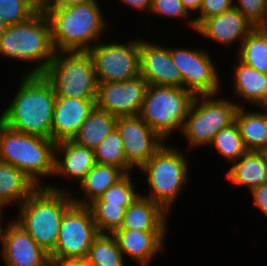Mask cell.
<instances>
[{
  "mask_svg": "<svg viewBox=\"0 0 267 266\" xmlns=\"http://www.w3.org/2000/svg\"><path fill=\"white\" fill-rule=\"evenodd\" d=\"M170 50L172 62L182 78V87L196 95H217L220 78L212 58L201 49L178 48Z\"/></svg>",
  "mask_w": 267,
  "mask_h": 266,
  "instance_id": "obj_12",
  "label": "cell"
},
{
  "mask_svg": "<svg viewBox=\"0 0 267 266\" xmlns=\"http://www.w3.org/2000/svg\"><path fill=\"white\" fill-rule=\"evenodd\" d=\"M140 75L148 85L182 87V78L170 50L140 40Z\"/></svg>",
  "mask_w": 267,
  "mask_h": 266,
  "instance_id": "obj_16",
  "label": "cell"
},
{
  "mask_svg": "<svg viewBox=\"0 0 267 266\" xmlns=\"http://www.w3.org/2000/svg\"><path fill=\"white\" fill-rule=\"evenodd\" d=\"M125 175L126 174L120 168L96 163L79 183L80 188L85 193L84 195L88 198L78 199L72 196V200L75 204L88 206Z\"/></svg>",
  "mask_w": 267,
  "mask_h": 266,
  "instance_id": "obj_25",
  "label": "cell"
},
{
  "mask_svg": "<svg viewBox=\"0 0 267 266\" xmlns=\"http://www.w3.org/2000/svg\"><path fill=\"white\" fill-rule=\"evenodd\" d=\"M151 12L173 18H186L189 14L181 0H152Z\"/></svg>",
  "mask_w": 267,
  "mask_h": 266,
  "instance_id": "obj_37",
  "label": "cell"
},
{
  "mask_svg": "<svg viewBox=\"0 0 267 266\" xmlns=\"http://www.w3.org/2000/svg\"><path fill=\"white\" fill-rule=\"evenodd\" d=\"M30 4H32L38 11H44L48 5L50 0H27Z\"/></svg>",
  "mask_w": 267,
  "mask_h": 266,
  "instance_id": "obj_43",
  "label": "cell"
},
{
  "mask_svg": "<svg viewBox=\"0 0 267 266\" xmlns=\"http://www.w3.org/2000/svg\"><path fill=\"white\" fill-rule=\"evenodd\" d=\"M1 19L9 26L29 20L38 10L27 0H0Z\"/></svg>",
  "mask_w": 267,
  "mask_h": 266,
  "instance_id": "obj_34",
  "label": "cell"
},
{
  "mask_svg": "<svg viewBox=\"0 0 267 266\" xmlns=\"http://www.w3.org/2000/svg\"><path fill=\"white\" fill-rule=\"evenodd\" d=\"M147 87L141 75L124 81L98 83L96 106L116 117L138 115Z\"/></svg>",
  "mask_w": 267,
  "mask_h": 266,
  "instance_id": "obj_13",
  "label": "cell"
},
{
  "mask_svg": "<svg viewBox=\"0 0 267 266\" xmlns=\"http://www.w3.org/2000/svg\"><path fill=\"white\" fill-rule=\"evenodd\" d=\"M265 112L244 111L239 106L235 115L244 147L247 151H264L267 149V107Z\"/></svg>",
  "mask_w": 267,
  "mask_h": 266,
  "instance_id": "obj_26",
  "label": "cell"
},
{
  "mask_svg": "<svg viewBox=\"0 0 267 266\" xmlns=\"http://www.w3.org/2000/svg\"><path fill=\"white\" fill-rule=\"evenodd\" d=\"M239 5L233 7L239 10L254 27H267V0H238Z\"/></svg>",
  "mask_w": 267,
  "mask_h": 266,
  "instance_id": "obj_35",
  "label": "cell"
},
{
  "mask_svg": "<svg viewBox=\"0 0 267 266\" xmlns=\"http://www.w3.org/2000/svg\"><path fill=\"white\" fill-rule=\"evenodd\" d=\"M94 157L96 163L120 168L125 174H129L133 168L127 162L122 139L116 128L94 149Z\"/></svg>",
  "mask_w": 267,
  "mask_h": 266,
  "instance_id": "obj_30",
  "label": "cell"
},
{
  "mask_svg": "<svg viewBox=\"0 0 267 266\" xmlns=\"http://www.w3.org/2000/svg\"><path fill=\"white\" fill-rule=\"evenodd\" d=\"M167 213L159 204L139 195L125 210L120 229L166 231Z\"/></svg>",
  "mask_w": 267,
  "mask_h": 266,
  "instance_id": "obj_21",
  "label": "cell"
},
{
  "mask_svg": "<svg viewBox=\"0 0 267 266\" xmlns=\"http://www.w3.org/2000/svg\"><path fill=\"white\" fill-rule=\"evenodd\" d=\"M238 54L241 62L267 74V27H255L240 42Z\"/></svg>",
  "mask_w": 267,
  "mask_h": 266,
  "instance_id": "obj_28",
  "label": "cell"
},
{
  "mask_svg": "<svg viewBox=\"0 0 267 266\" xmlns=\"http://www.w3.org/2000/svg\"><path fill=\"white\" fill-rule=\"evenodd\" d=\"M123 253L112 234H99L87 255L90 266H124Z\"/></svg>",
  "mask_w": 267,
  "mask_h": 266,
  "instance_id": "obj_29",
  "label": "cell"
},
{
  "mask_svg": "<svg viewBox=\"0 0 267 266\" xmlns=\"http://www.w3.org/2000/svg\"><path fill=\"white\" fill-rule=\"evenodd\" d=\"M234 2V0H203L199 16L191 19L192 21H188V25L196 31L206 19L218 16L231 9Z\"/></svg>",
  "mask_w": 267,
  "mask_h": 266,
  "instance_id": "obj_36",
  "label": "cell"
},
{
  "mask_svg": "<svg viewBox=\"0 0 267 266\" xmlns=\"http://www.w3.org/2000/svg\"><path fill=\"white\" fill-rule=\"evenodd\" d=\"M251 194L254 199V205L267 216V184L252 188Z\"/></svg>",
  "mask_w": 267,
  "mask_h": 266,
  "instance_id": "obj_38",
  "label": "cell"
},
{
  "mask_svg": "<svg viewBox=\"0 0 267 266\" xmlns=\"http://www.w3.org/2000/svg\"><path fill=\"white\" fill-rule=\"evenodd\" d=\"M95 107L96 99L56 96L51 139L55 143L72 140Z\"/></svg>",
  "mask_w": 267,
  "mask_h": 266,
  "instance_id": "obj_17",
  "label": "cell"
},
{
  "mask_svg": "<svg viewBox=\"0 0 267 266\" xmlns=\"http://www.w3.org/2000/svg\"><path fill=\"white\" fill-rule=\"evenodd\" d=\"M263 152L265 153L266 158H267V149H265Z\"/></svg>",
  "mask_w": 267,
  "mask_h": 266,
  "instance_id": "obj_47",
  "label": "cell"
},
{
  "mask_svg": "<svg viewBox=\"0 0 267 266\" xmlns=\"http://www.w3.org/2000/svg\"><path fill=\"white\" fill-rule=\"evenodd\" d=\"M55 54L51 25L44 11L23 23L7 26L0 38V55L38 63L27 74H44Z\"/></svg>",
  "mask_w": 267,
  "mask_h": 266,
  "instance_id": "obj_4",
  "label": "cell"
},
{
  "mask_svg": "<svg viewBox=\"0 0 267 266\" xmlns=\"http://www.w3.org/2000/svg\"><path fill=\"white\" fill-rule=\"evenodd\" d=\"M116 129L122 139L127 162L132 167L144 165L165 142L138 115L118 117Z\"/></svg>",
  "mask_w": 267,
  "mask_h": 266,
  "instance_id": "obj_14",
  "label": "cell"
},
{
  "mask_svg": "<svg viewBox=\"0 0 267 266\" xmlns=\"http://www.w3.org/2000/svg\"><path fill=\"white\" fill-rule=\"evenodd\" d=\"M253 24L237 9H231L218 16L206 19L196 31L208 39L224 45L244 40L254 29Z\"/></svg>",
  "mask_w": 267,
  "mask_h": 266,
  "instance_id": "obj_18",
  "label": "cell"
},
{
  "mask_svg": "<svg viewBox=\"0 0 267 266\" xmlns=\"http://www.w3.org/2000/svg\"><path fill=\"white\" fill-rule=\"evenodd\" d=\"M97 0L66 8H46L52 42L58 51H89L107 26Z\"/></svg>",
  "mask_w": 267,
  "mask_h": 266,
  "instance_id": "obj_3",
  "label": "cell"
},
{
  "mask_svg": "<svg viewBox=\"0 0 267 266\" xmlns=\"http://www.w3.org/2000/svg\"><path fill=\"white\" fill-rule=\"evenodd\" d=\"M124 4L128 5L135 10L144 11L151 9L152 0H121Z\"/></svg>",
  "mask_w": 267,
  "mask_h": 266,
  "instance_id": "obj_40",
  "label": "cell"
},
{
  "mask_svg": "<svg viewBox=\"0 0 267 266\" xmlns=\"http://www.w3.org/2000/svg\"><path fill=\"white\" fill-rule=\"evenodd\" d=\"M2 10V7H0V11ZM7 24L1 19L0 17V38L2 37V35L4 34L6 28H7Z\"/></svg>",
  "mask_w": 267,
  "mask_h": 266,
  "instance_id": "obj_44",
  "label": "cell"
},
{
  "mask_svg": "<svg viewBox=\"0 0 267 266\" xmlns=\"http://www.w3.org/2000/svg\"><path fill=\"white\" fill-rule=\"evenodd\" d=\"M188 12L199 11L203 0H181Z\"/></svg>",
  "mask_w": 267,
  "mask_h": 266,
  "instance_id": "obj_42",
  "label": "cell"
},
{
  "mask_svg": "<svg viewBox=\"0 0 267 266\" xmlns=\"http://www.w3.org/2000/svg\"><path fill=\"white\" fill-rule=\"evenodd\" d=\"M133 185L135 184H133L130 174H126L92 203H107V205L128 207L140 195Z\"/></svg>",
  "mask_w": 267,
  "mask_h": 266,
  "instance_id": "obj_33",
  "label": "cell"
},
{
  "mask_svg": "<svg viewBox=\"0 0 267 266\" xmlns=\"http://www.w3.org/2000/svg\"><path fill=\"white\" fill-rule=\"evenodd\" d=\"M73 204L71 193L46 184L18 206L19 217L15 221L50 255L55 249L64 213Z\"/></svg>",
  "mask_w": 267,
  "mask_h": 266,
  "instance_id": "obj_2",
  "label": "cell"
},
{
  "mask_svg": "<svg viewBox=\"0 0 267 266\" xmlns=\"http://www.w3.org/2000/svg\"><path fill=\"white\" fill-rule=\"evenodd\" d=\"M234 76L233 89L237 96L259 107H267V74L238 59V64L234 67Z\"/></svg>",
  "mask_w": 267,
  "mask_h": 266,
  "instance_id": "obj_23",
  "label": "cell"
},
{
  "mask_svg": "<svg viewBox=\"0 0 267 266\" xmlns=\"http://www.w3.org/2000/svg\"><path fill=\"white\" fill-rule=\"evenodd\" d=\"M99 235L88 206L73 204L61 220L59 237L50 258H86Z\"/></svg>",
  "mask_w": 267,
  "mask_h": 266,
  "instance_id": "obj_11",
  "label": "cell"
},
{
  "mask_svg": "<svg viewBox=\"0 0 267 266\" xmlns=\"http://www.w3.org/2000/svg\"><path fill=\"white\" fill-rule=\"evenodd\" d=\"M237 161L225 175L232 184L246 185L250 190L267 184V158L263 151H247Z\"/></svg>",
  "mask_w": 267,
  "mask_h": 266,
  "instance_id": "obj_22",
  "label": "cell"
},
{
  "mask_svg": "<svg viewBox=\"0 0 267 266\" xmlns=\"http://www.w3.org/2000/svg\"><path fill=\"white\" fill-rule=\"evenodd\" d=\"M185 155L174 147L163 144L139 169L147 176L149 186L146 198L159 204L167 213L179 196L188 179V165Z\"/></svg>",
  "mask_w": 267,
  "mask_h": 266,
  "instance_id": "obj_8",
  "label": "cell"
},
{
  "mask_svg": "<svg viewBox=\"0 0 267 266\" xmlns=\"http://www.w3.org/2000/svg\"><path fill=\"white\" fill-rule=\"evenodd\" d=\"M215 95H196L181 133L190 147L210 145L214 136L235 122L240 105Z\"/></svg>",
  "mask_w": 267,
  "mask_h": 266,
  "instance_id": "obj_9",
  "label": "cell"
},
{
  "mask_svg": "<svg viewBox=\"0 0 267 266\" xmlns=\"http://www.w3.org/2000/svg\"><path fill=\"white\" fill-rule=\"evenodd\" d=\"M99 234H113L120 229L125 210L128 207L107 205V203H90L88 205Z\"/></svg>",
  "mask_w": 267,
  "mask_h": 266,
  "instance_id": "obj_32",
  "label": "cell"
},
{
  "mask_svg": "<svg viewBox=\"0 0 267 266\" xmlns=\"http://www.w3.org/2000/svg\"><path fill=\"white\" fill-rule=\"evenodd\" d=\"M117 118L96 106L72 140L81 146L94 150L116 128Z\"/></svg>",
  "mask_w": 267,
  "mask_h": 266,
  "instance_id": "obj_27",
  "label": "cell"
},
{
  "mask_svg": "<svg viewBox=\"0 0 267 266\" xmlns=\"http://www.w3.org/2000/svg\"><path fill=\"white\" fill-rule=\"evenodd\" d=\"M3 207H4V206L0 203V213H4V212H3Z\"/></svg>",
  "mask_w": 267,
  "mask_h": 266,
  "instance_id": "obj_46",
  "label": "cell"
},
{
  "mask_svg": "<svg viewBox=\"0 0 267 266\" xmlns=\"http://www.w3.org/2000/svg\"><path fill=\"white\" fill-rule=\"evenodd\" d=\"M195 95L183 87L148 85L138 116L161 138L182 131Z\"/></svg>",
  "mask_w": 267,
  "mask_h": 266,
  "instance_id": "obj_6",
  "label": "cell"
},
{
  "mask_svg": "<svg viewBox=\"0 0 267 266\" xmlns=\"http://www.w3.org/2000/svg\"><path fill=\"white\" fill-rule=\"evenodd\" d=\"M94 62L97 83L133 79L140 75V40L93 45L88 51Z\"/></svg>",
  "mask_w": 267,
  "mask_h": 266,
  "instance_id": "obj_10",
  "label": "cell"
},
{
  "mask_svg": "<svg viewBox=\"0 0 267 266\" xmlns=\"http://www.w3.org/2000/svg\"><path fill=\"white\" fill-rule=\"evenodd\" d=\"M55 145L52 139L16 131L0 121V162L18 168L38 187H44L41 177L54 175Z\"/></svg>",
  "mask_w": 267,
  "mask_h": 266,
  "instance_id": "obj_5",
  "label": "cell"
},
{
  "mask_svg": "<svg viewBox=\"0 0 267 266\" xmlns=\"http://www.w3.org/2000/svg\"><path fill=\"white\" fill-rule=\"evenodd\" d=\"M0 242L6 266H51L49 254L16 221L1 229Z\"/></svg>",
  "mask_w": 267,
  "mask_h": 266,
  "instance_id": "obj_15",
  "label": "cell"
},
{
  "mask_svg": "<svg viewBox=\"0 0 267 266\" xmlns=\"http://www.w3.org/2000/svg\"><path fill=\"white\" fill-rule=\"evenodd\" d=\"M224 159L237 161L246 152L239 126L236 122L221 129L213 138L211 144Z\"/></svg>",
  "mask_w": 267,
  "mask_h": 266,
  "instance_id": "obj_31",
  "label": "cell"
},
{
  "mask_svg": "<svg viewBox=\"0 0 267 266\" xmlns=\"http://www.w3.org/2000/svg\"><path fill=\"white\" fill-rule=\"evenodd\" d=\"M51 266H90L87 258H50Z\"/></svg>",
  "mask_w": 267,
  "mask_h": 266,
  "instance_id": "obj_39",
  "label": "cell"
},
{
  "mask_svg": "<svg viewBox=\"0 0 267 266\" xmlns=\"http://www.w3.org/2000/svg\"><path fill=\"white\" fill-rule=\"evenodd\" d=\"M3 213H0V234H1V229H2V220H3Z\"/></svg>",
  "mask_w": 267,
  "mask_h": 266,
  "instance_id": "obj_45",
  "label": "cell"
},
{
  "mask_svg": "<svg viewBox=\"0 0 267 266\" xmlns=\"http://www.w3.org/2000/svg\"><path fill=\"white\" fill-rule=\"evenodd\" d=\"M95 164L94 150L81 146L73 140L56 143L54 176L56 174L66 176L65 178L71 177L80 183Z\"/></svg>",
  "mask_w": 267,
  "mask_h": 266,
  "instance_id": "obj_20",
  "label": "cell"
},
{
  "mask_svg": "<svg viewBox=\"0 0 267 266\" xmlns=\"http://www.w3.org/2000/svg\"><path fill=\"white\" fill-rule=\"evenodd\" d=\"M15 97L0 116L8 127L51 139L56 100L51 82L43 74H24Z\"/></svg>",
  "mask_w": 267,
  "mask_h": 266,
  "instance_id": "obj_1",
  "label": "cell"
},
{
  "mask_svg": "<svg viewBox=\"0 0 267 266\" xmlns=\"http://www.w3.org/2000/svg\"><path fill=\"white\" fill-rule=\"evenodd\" d=\"M37 188L38 186L18 168L0 162V203L4 207L14 201L20 206Z\"/></svg>",
  "mask_w": 267,
  "mask_h": 266,
  "instance_id": "obj_24",
  "label": "cell"
},
{
  "mask_svg": "<svg viewBox=\"0 0 267 266\" xmlns=\"http://www.w3.org/2000/svg\"><path fill=\"white\" fill-rule=\"evenodd\" d=\"M90 0H50L47 8H66L73 5L83 4Z\"/></svg>",
  "mask_w": 267,
  "mask_h": 266,
  "instance_id": "obj_41",
  "label": "cell"
},
{
  "mask_svg": "<svg viewBox=\"0 0 267 266\" xmlns=\"http://www.w3.org/2000/svg\"><path fill=\"white\" fill-rule=\"evenodd\" d=\"M43 75L53 85L56 96L97 99L98 83L88 51L56 52Z\"/></svg>",
  "mask_w": 267,
  "mask_h": 266,
  "instance_id": "obj_7",
  "label": "cell"
},
{
  "mask_svg": "<svg viewBox=\"0 0 267 266\" xmlns=\"http://www.w3.org/2000/svg\"><path fill=\"white\" fill-rule=\"evenodd\" d=\"M165 233L166 231L117 229L112 235L123 256L127 255L145 266L157 253L163 251Z\"/></svg>",
  "mask_w": 267,
  "mask_h": 266,
  "instance_id": "obj_19",
  "label": "cell"
}]
</instances>
